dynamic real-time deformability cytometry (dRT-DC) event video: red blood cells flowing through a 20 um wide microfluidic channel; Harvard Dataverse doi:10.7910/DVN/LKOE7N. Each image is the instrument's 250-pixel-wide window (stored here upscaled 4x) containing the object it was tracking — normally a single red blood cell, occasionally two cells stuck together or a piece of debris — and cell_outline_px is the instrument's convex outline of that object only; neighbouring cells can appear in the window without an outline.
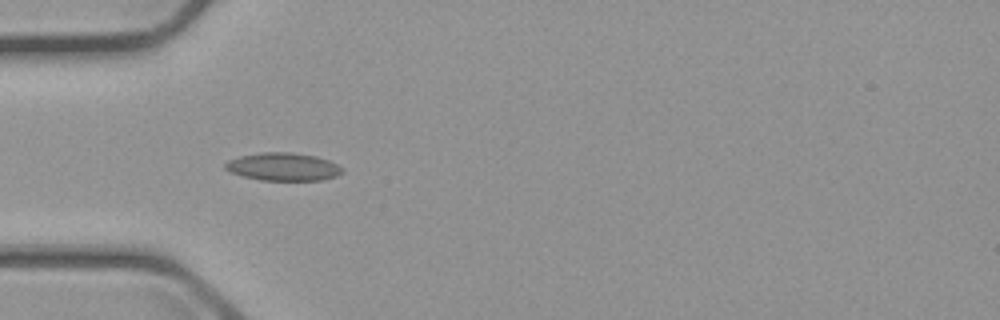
{"species": "common noctule bat (a hibernating species)", "species_latin": "Nyctalus noctula", "temperature_condition": "cold", "stored_images_in_passage": 4, "camera_frame_rate_fps": 3000, "um_per_image_px": 0.085, "animal": {"sex": "male", "body_mass_g": 23.1, "forearm_length_mm": 52.7}, "frame": {"image": 1, "passage_image": 4, "time_ms": 3.667, "image_size_px": [1000, 320], "cell_outline_px": [[344, 172], [336, 176], [320, 180], [260, 180], [244, 176], [232, 172], [224, 168], [224, 164], [228, 160], [240, 156], [264, 152], [288, 152], [316, 156], [328, 160], [336, 164]], "centroid_in_image_um": [24.05, 14.17], "position_along_channel_um": 60.9, "area_um2": 18.79}}